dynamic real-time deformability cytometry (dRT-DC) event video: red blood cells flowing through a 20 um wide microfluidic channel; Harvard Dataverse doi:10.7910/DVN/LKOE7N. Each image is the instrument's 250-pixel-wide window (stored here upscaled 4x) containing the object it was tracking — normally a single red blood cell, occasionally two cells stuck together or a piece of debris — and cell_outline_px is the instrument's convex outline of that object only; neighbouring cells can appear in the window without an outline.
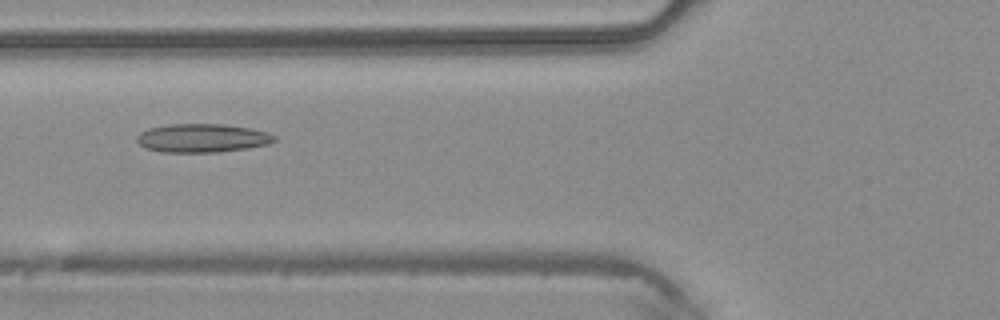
{"species": "common noctule bat (a hibernating species)", "species_latin": "Nyctalus noctula", "temperature_condition": "warm", "stored_images_in_passage": 46, "camera_frame_rate_fps": 3000, "um_per_image_px": 0.085, "animal": {"sex": "male", "body_mass_g": 20.4}, "frame": {"image": 1, "passage_image": 18, "time_ms": 5.667, "image_size_px": [1000, 320], "cell_outline_px": [[276, 140], [268, 144], [248, 148], [220, 152], [160, 152], [144, 148], [136, 140], [136, 136], [140, 132], [148, 128], [168, 124], [224, 124], [248, 128], [268, 132], [276, 136]], "centroid_in_image_um": [17.17, 11.74], "position_along_channel_um": 108.6, "area_um2": 23.06}}
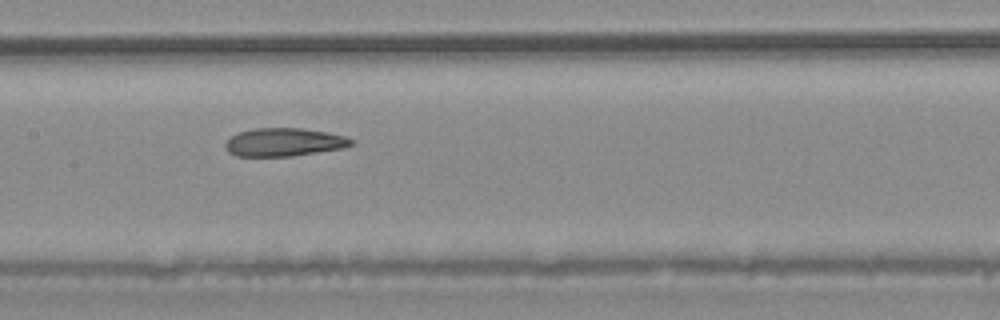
{"frame": {"image": 2, "passage_image": 23, "time_ms": 7.333, "image_size_px": [1000, 320], "cell_outline_px": [[356, 140], [352, 144], [344, 148], [292, 156], [236, 156], [228, 152], [224, 148], [224, 144], [232, 136], [240, 132], [252, 128], [300, 128], [328, 132], [344, 136]], "centroid_in_image_um": [24.15, 12.08], "position_along_channel_um": 183.3, "area_um2": 20.75}}
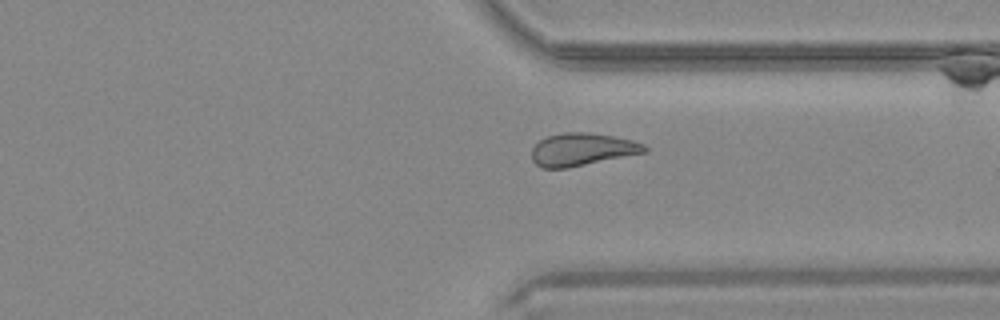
{"frame": {"image": 3, "passage_image": 35, "time_ms": 11.333, "image_size_px": [1000, 320], "cell_outline_px": [[648, 152], [568, 168], [540, 168], [532, 160], [532, 148], [540, 140], [548, 136], [564, 132], [588, 132], [612, 136], [632, 140], [644, 144], [648, 148]], "centroid_in_image_um": [49.49, 12.71], "position_along_channel_um": 361.9, "area_um2": 21.56}}